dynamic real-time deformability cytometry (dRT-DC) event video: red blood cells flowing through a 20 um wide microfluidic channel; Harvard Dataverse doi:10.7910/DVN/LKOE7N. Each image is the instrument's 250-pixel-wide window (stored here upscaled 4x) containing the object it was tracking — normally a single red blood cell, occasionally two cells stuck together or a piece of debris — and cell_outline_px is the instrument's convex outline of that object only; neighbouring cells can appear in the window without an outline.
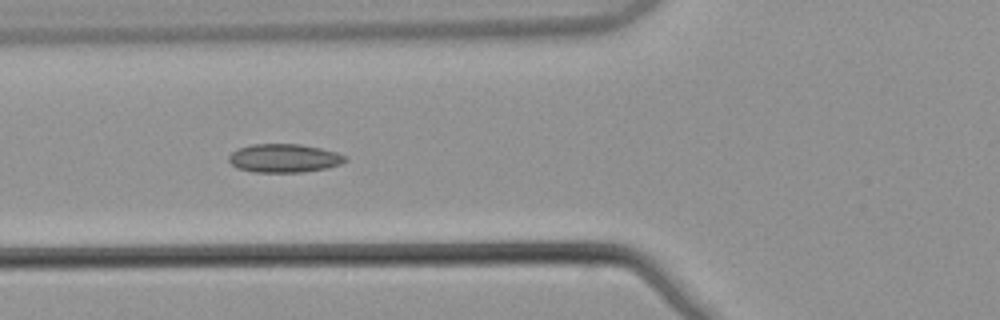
{"species": "common noctule bat (a hibernating species)", "species_latin": "Nyctalus noctula", "temperature_condition": "warm", "stored_images_in_passage": 4, "camera_frame_rate_fps": 3000, "um_per_image_px": 0.085, "animal": {"sex": "male", "body_mass_g": 21.5, "forearm_length_mm": 52.0}, "frame": {"image": 1, "passage_image": 3, "time_ms": 0.667, "image_size_px": [1000, 320], "cell_outline_px": [[348, 160], [340, 164], [328, 168], [300, 172], [252, 172], [236, 168], [228, 160], [228, 156], [232, 152], [240, 148], [252, 144], [300, 144], [320, 148], [336, 152], [348, 156]], "centroid_in_image_um": [24.16, 13.45], "position_along_channel_um": 101.6, "area_um2": 19.42}}
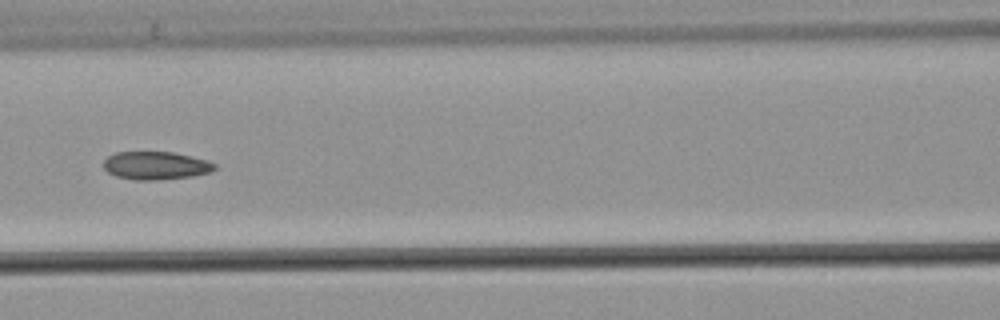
{"frame": {"image": 2, "passage_image": 4, "time_ms": 1.0, "image_size_px": [1000, 320], "cell_outline_px": [[216, 168], [212, 172], [192, 176], [152, 180], [136, 180], [116, 176], [108, 172], [104, 168], [104, 160], [108, 156], [116, 152], [172, 152], [208, 160], [216, 164]], "centroid_in_image_um": [13.26, 14.07], "position_along_channel_um": 153.3, "area_um2": 18.09}}